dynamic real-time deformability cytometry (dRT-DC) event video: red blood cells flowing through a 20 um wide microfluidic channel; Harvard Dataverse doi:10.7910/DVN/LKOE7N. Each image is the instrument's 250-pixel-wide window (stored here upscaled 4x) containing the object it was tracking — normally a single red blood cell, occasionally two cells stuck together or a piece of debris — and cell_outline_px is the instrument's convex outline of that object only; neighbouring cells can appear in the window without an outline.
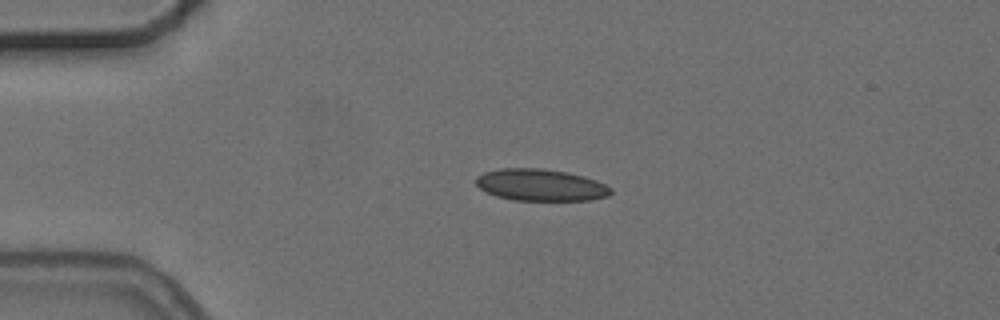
{"species": "common noctule bat (a hibernating species)", "species_latin": "Nyctalus noctula", "temperature_condition": "cold", "stored_images_in_passage": 3, "camera_frame_rate_fps": 3000, "um_per_image_px": 0.085, "animal": {"sex": "female", "body_mass_g": 24.6, "forearm_length_mm": 56.2}, "frame": {"image": 1, "passage_image": 3, "time_ms": 2.333, "image_size_px": [1000, 320], "cell_outline_px": [[612, 192], [608, 196], [588, 200], [512, 200], [496, 196], [480, 188], [476, 184], [476, 176], [484, 172], [500, 168], [544, 168], [568, 172], [584, 176], [596, 180], [612, 188]], "centroid_in_image_um": [45.95, 15.71], "position_along_channel_um": 39.0, "area_um2": 25.09}}